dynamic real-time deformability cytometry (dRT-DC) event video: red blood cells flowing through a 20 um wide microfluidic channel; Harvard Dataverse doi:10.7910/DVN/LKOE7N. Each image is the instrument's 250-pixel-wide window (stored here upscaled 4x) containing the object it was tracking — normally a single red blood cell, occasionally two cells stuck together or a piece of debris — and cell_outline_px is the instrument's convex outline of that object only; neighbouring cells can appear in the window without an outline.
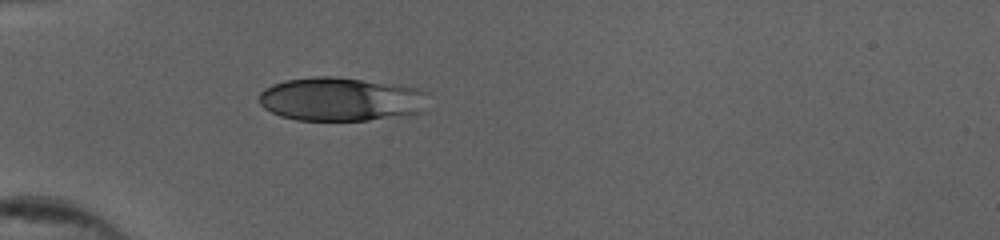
{"species": "human", "species_latin": "Homo sapiens", "temperature_condition": "cold", "stored_images_in_passage": 22, "camera_frame_rate_fps": 3000, "um_per_image_px": 0.085, "donor": {"sex": "female"}, "frame": {"image": 1, "passage_image": 1, "time_ms": 0.0, "image_size_px": [1000, 240], "cell_outline_px": [[376, 116], [360, 120], [308, 120], [288, 116], [276, 112], [268, 108], [264, 92], [280, 84], [292, 80], [356, 80], [368, 84]], "centroid_in_image_um": [27.38, 8.49], "position_along_channel_um": 57.6, "area_um2": 27.74}}
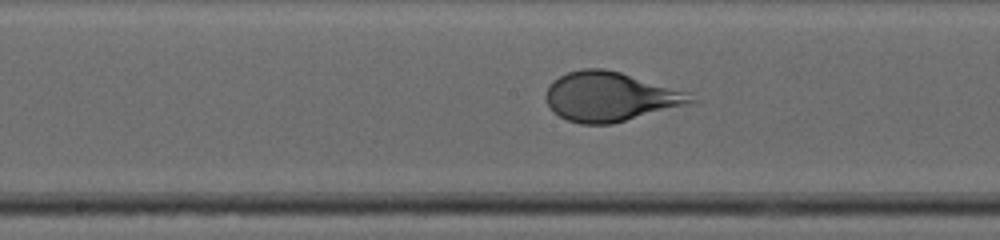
{"frame": {"image": 2, "passage_image": 13, "time_ms": 4.0, "image_size_px": [1000, 240], "cell_outline_px": [[668, 104], [620, 120], [572, 120], [556, 112], [552, 108], [548, 92], [552, 84], [556, 80], [572, 72], [616, 72], [652, 88]], "centroid_in_image_um": [51.14, 8.21], "position_along_channel_um": 197.1, "area_um2": 31.44}}
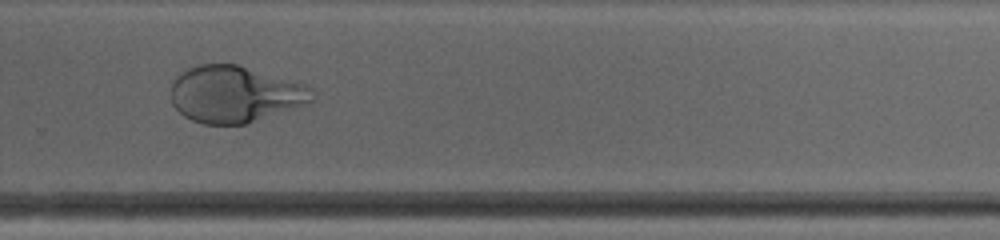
{"frame": {"image": 3, "passage_image": 22, "time_ms": 7.0, "image_size_px": [1000, 240], "cell_outline_px": [[256, 104], [252, 116], [248, 120], [240, 124], [212, 124], [196, 120], [212, 64], [228, 64], [240, 68], [244, 72], [248, 80], [256, 100]], "centroid_in_image_um": [19.28, 8.23], "position_along_channel_um": 310.5, "area_um2": 19.65}}